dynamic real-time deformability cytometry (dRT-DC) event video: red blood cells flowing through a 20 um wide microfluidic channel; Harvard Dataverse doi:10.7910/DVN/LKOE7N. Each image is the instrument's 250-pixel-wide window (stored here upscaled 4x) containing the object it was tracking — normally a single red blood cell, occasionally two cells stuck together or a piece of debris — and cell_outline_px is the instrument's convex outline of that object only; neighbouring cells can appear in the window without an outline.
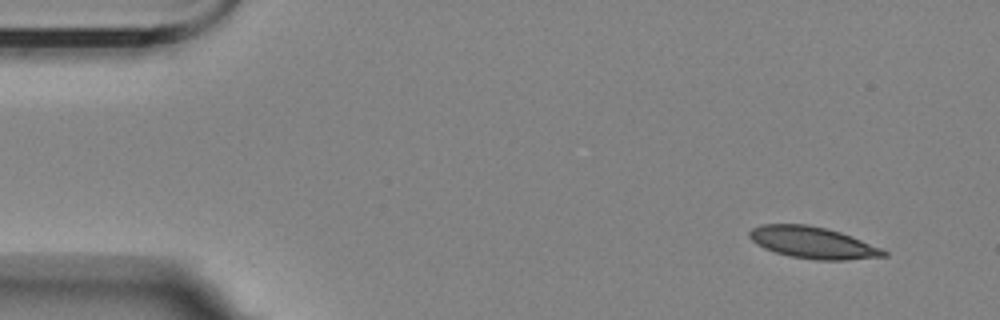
{"species": "Egyptian fruit bat (a non-hibernating species)", "species_latin": "Rousettus aegyptiacus", "temperature_condition": "room temperature", "stored_images_in_passage": 9, "camera_frame_rate_fps": 3000, "um_per_image_px": 0.085, "animal": {"sex": "female"}, "frame": {"image": 1, "passage_image": 1, "time_ms": 0.0, "image_size_px": [1000, 320], "cell_outline_px": [[888, 256], [848, 260], [816, 260], [788, 256], [764, 248], [756, 244], [748, 236], [748, 232], [752, 228], [760, 224], [808, 224], [840, 232], [852, 236], [884, 248], [888, 252]], "centroid_in_image_um": [69.12, 20.63], "position_along_channel_um": 15.9, "area_um2": 25.09}}
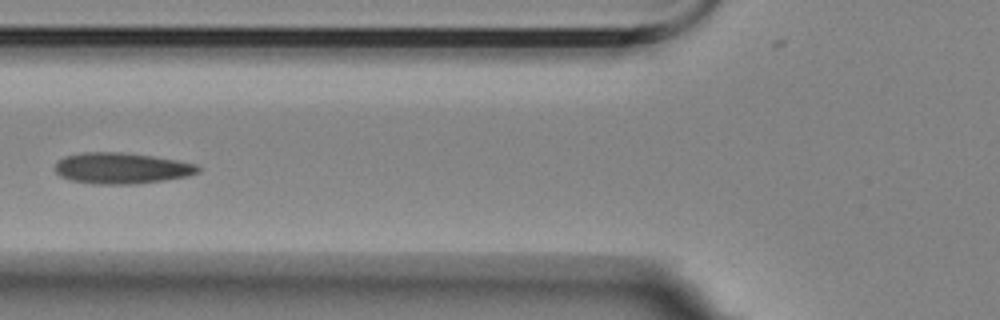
{"frame": {"image": 2, "passage_image": 6, "time_ms": 5.667, "image_size_px": [1000, 320], "cell_outline_px": [[200, 172], [188, 176], [164, 180], [136, 184], [96, 184], [72, 180], [60, 176], [56, 172], [56, 160], [64, 156], [84, 152], [120, 152], [152, 156], [176, 160], [196, 164], [200, 168]], "centroid_in_image_um": [10.33, 14.29], "position_along_channel_um": 115.5, "area_um2": 25.84}}
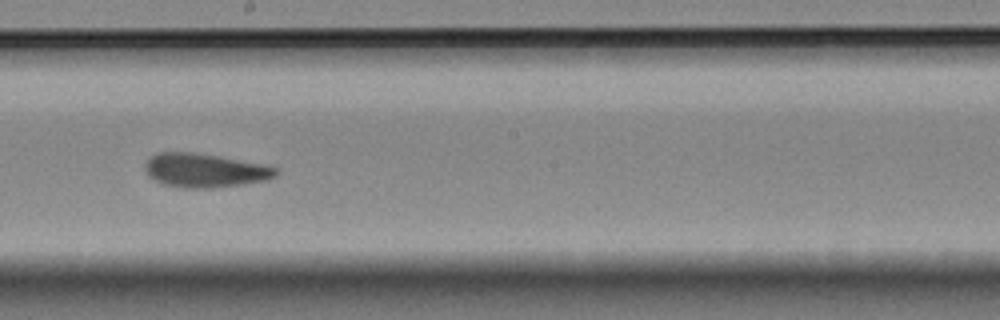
{"frame": {"image": 3, "passage_image": 9, "time_ms": 9.0, "image_size_px": [1000, 320], "cell_outline_px": [[280, 172], [276, 176], [264, 180], [244, 184], [212, 188], [180, 188], [164, 184], [148, 176], [144, 168], [144, 164], [156, 152], [192, 152], [216, 156], [260, 164], [276, 168]], "centroid_in_image_um": [17.36, 14.49], "position_along_channel_um": 230.8, "area_um2": 25.61}}